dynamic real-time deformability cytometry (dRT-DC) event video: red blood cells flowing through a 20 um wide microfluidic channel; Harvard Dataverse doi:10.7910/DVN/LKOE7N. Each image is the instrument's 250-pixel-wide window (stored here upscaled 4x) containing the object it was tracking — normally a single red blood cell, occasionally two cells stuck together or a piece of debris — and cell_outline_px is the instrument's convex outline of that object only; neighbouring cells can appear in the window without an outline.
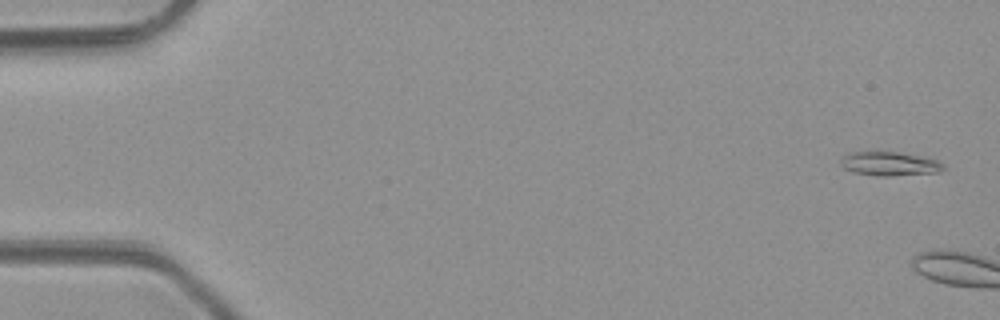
{"species": "common noctule bat (a hibernating species)", "species_latin": "Nyctalus noctula", "temperature_condition": "room temperature", "stored_images_in_passage": 4, "segment_of_instrument_passage": [2, 2], "camera_frame_rate_fps": 3000, "um_per_image_px": 0.085, "animal": {"sex": "male", "body_mass_g": 23.1, "forearm_length_mm": 52.7}, "frame": {"image": 1, "passage_image": 4, "time_ms": 4.333, "image_size_px": [1000, 320], "cell_outline_px": [[944, 168], [940, 172], [892, 176], [880, 176], [856, 172], [844, 168], [840, 164], [840, 160], [848, 152], [880, 148], [928, 156], [940, 160], [944, 164]], "centroid_in_image_um": [75.65, 13.84], "position_along_channel_um": 9.4, "area_um2": 15.43}}